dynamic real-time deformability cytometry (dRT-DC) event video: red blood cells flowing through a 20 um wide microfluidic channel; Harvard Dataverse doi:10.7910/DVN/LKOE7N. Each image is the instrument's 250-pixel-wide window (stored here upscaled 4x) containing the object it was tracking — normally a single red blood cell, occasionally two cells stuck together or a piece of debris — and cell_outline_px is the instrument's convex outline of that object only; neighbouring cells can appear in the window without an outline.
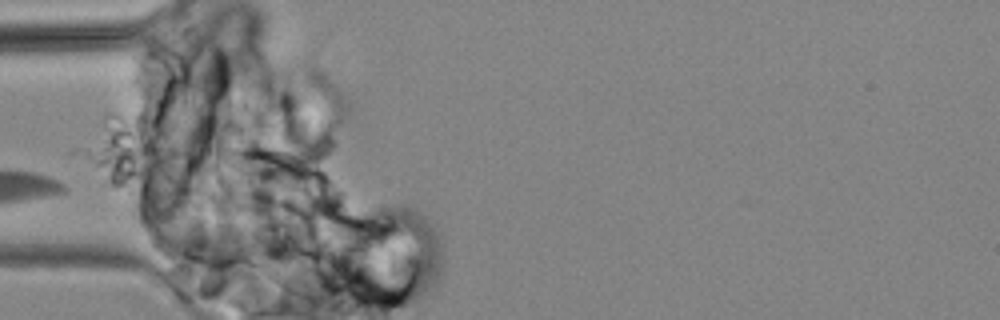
{"species": "common noctule bat (a hibernating species)", "species_latin": "Nyctalus noctula", "temperature_condition": "cold", "stored_images_in_passage": 4, "camera_frame_rate_fps": 3000, "um_per_image_px": 0.085, "animal": {"sex": "male", "body_mass_g": 19.2, "forearm_length_mm": 51.8}, "frame": {"image": 1, "passage_image": 1, "time_ms": 0.0, "image_size_px": [1000, 320], "cell_outline_px": [[260, 276], [256, 280], [248, 284], [184, 272], [164, 260], [148, 244], [148, 236], [152, 232], [168, 232], [208, 236], [244, 256], [260, 272]], "centroid_in_image_um": [17.25, 21.82], "position_along_channel_um": 67.7, "area_um2": 24.74}}
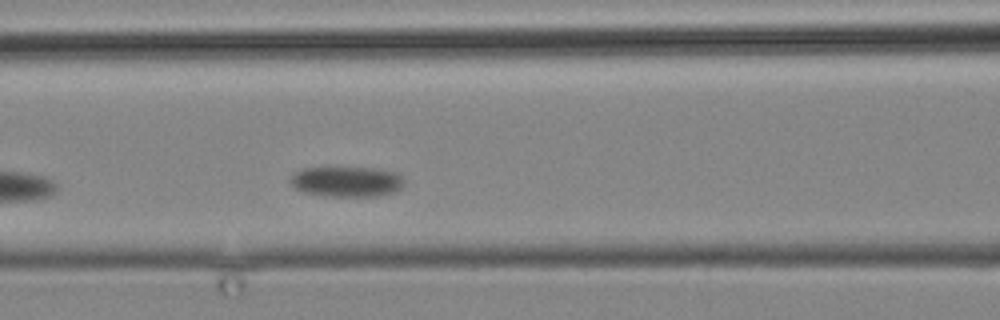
{"frame": {"image": 2, "passage_image": 4, "time_ms": 3.333, "image_size_px": [1000, 320], "cell_outline_px": [[404, 184], [396, 192], [376, 196], [328, 196], [304, 192], [292, 188], [288, 180], [292, 172], [304, 168], [372, 168], [396, 172], [404, 176]], "centroid_in_image_um": [29.44, 15.44], "position_along_channel_um": 137.2, "area_um2": 20.4}}